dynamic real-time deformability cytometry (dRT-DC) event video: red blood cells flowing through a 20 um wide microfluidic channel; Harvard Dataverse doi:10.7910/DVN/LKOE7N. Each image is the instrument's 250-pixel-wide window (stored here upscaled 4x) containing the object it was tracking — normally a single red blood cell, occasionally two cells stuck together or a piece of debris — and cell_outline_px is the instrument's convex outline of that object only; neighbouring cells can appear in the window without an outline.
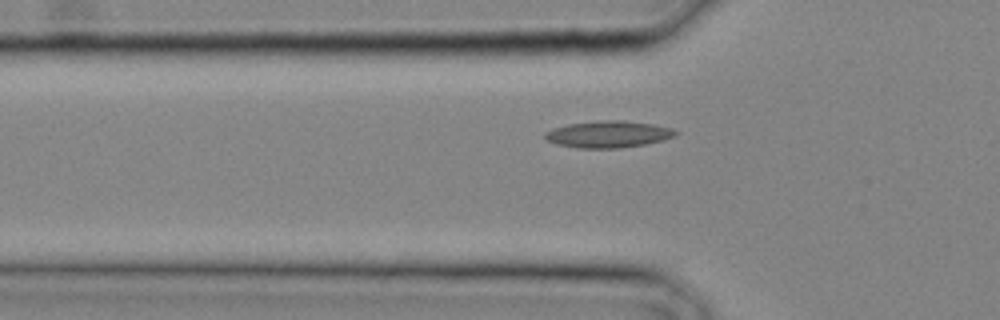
{"species": "common noctule bat (a hibernating species)", "species_latin": "Nyctalus noctula", "temperature_condition": "cold", "stored_images_in_passage": 6, "camera_frame_rate_fps": 3000, "um_per_image_px": 0.085, "animal": {"sex": "male", "body_mass_g": 20.4}, "frame": {"image": 1, "passage_image": 6, "time_ms": 1.667, "image_size_px": [1000, 320], "cell_outline_px": [[680, 132], [664, 140], [644, 144], [620, 148], [576, 148], [556, 144], [548, 140], [544, 136], [544, 132], [552, 128], [568, 124], [604, 120], [624, 120], [652, 124], [672, 128]], "centroid_in_image_um": [51.69, 11.41], "position_along_channel_um": 74.1, "area_um2": 20.35}}